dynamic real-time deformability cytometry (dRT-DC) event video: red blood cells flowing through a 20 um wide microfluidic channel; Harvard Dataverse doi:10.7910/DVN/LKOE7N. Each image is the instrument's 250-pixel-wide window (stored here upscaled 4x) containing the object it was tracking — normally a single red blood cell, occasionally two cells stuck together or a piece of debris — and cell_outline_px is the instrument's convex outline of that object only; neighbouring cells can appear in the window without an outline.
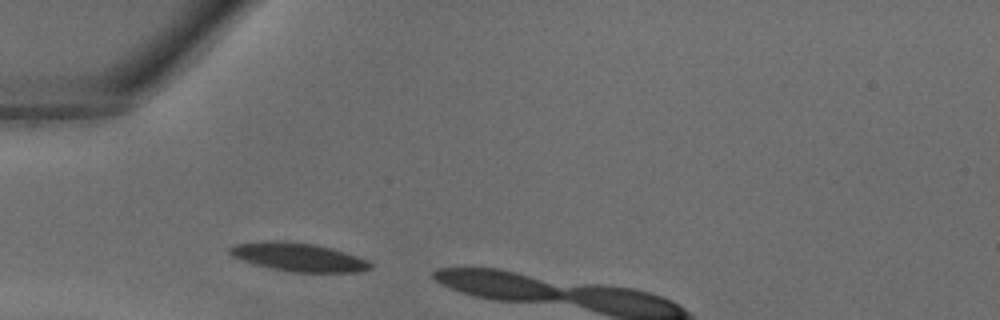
{"species": "common noctule bat (a hibernating species)", "species_latin": "Nyctalus noctula", "temperature_condition": "warm", "stored_images_in_passage": 3, "camera_frame_rate_fps": 3000, "um_per_image_px": 0.085, "animal": {"sex": "male", "body_mass_g": 18.8}, "frame": {"image": 1, "passage_image": 1, "time_ms": 0.0, "image_size_px": [1000, 320], "cell_outline_px": [[372, 268], [360, 272], [288, 272], [256, 264], [232, 256], [228, 252], [228, 248], [232, 244], [264, 240], [284, 240], [312, 244], [332, 248], [368, 260], [372, 264]], "centroid_in_image_um": [25.34, 21.84], "position_along_channel_um": 59.7, "area_um2": 23.41}}